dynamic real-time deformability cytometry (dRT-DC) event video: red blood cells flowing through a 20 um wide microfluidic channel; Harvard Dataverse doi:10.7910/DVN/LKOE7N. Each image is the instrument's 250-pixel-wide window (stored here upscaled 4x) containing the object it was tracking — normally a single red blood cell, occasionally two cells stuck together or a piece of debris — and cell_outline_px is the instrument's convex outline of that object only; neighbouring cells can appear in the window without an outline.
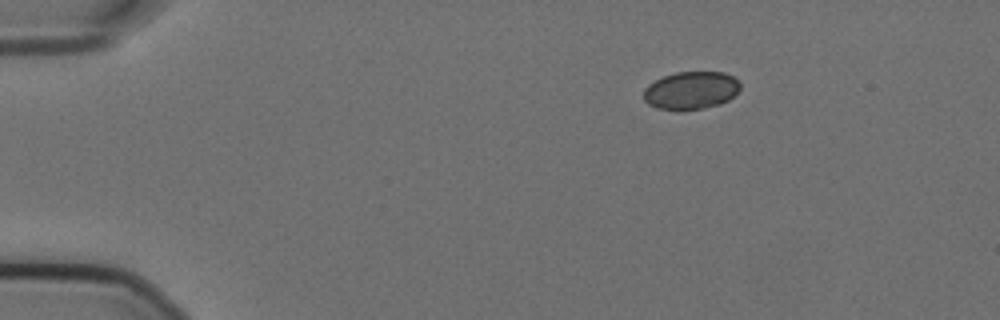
{"species": "Egyptian fruit bat (a non-hibernating species)", "species_latin": "Rousettus aegyptiacus", "temperature_condition": "cold", "stored_images_in_passage": 50, "segment_of_instrument_passage": [1, 2], "camera_frame_rate_fps": 3000, "um_per_image_px": 0.085, "animal": {"sex": "female"}, "frame": {"image": 1, "passage_image": 1, "time_ms": 0.0, "image_size_px": [1000, 320], "cell_outline_px": [[740, 88], [728, 100], [720, 104], [704, 108], [656, 108], [648, 104], [644, 100], [644, 88], [648, 84], [664, 76], [676, 72], [724, 72], [732, 76], [740, 84]], "centroid_in_image_um": [58.72, 7.66], "position_along_channel_um": 26.3, "area_um2": 20.81}}
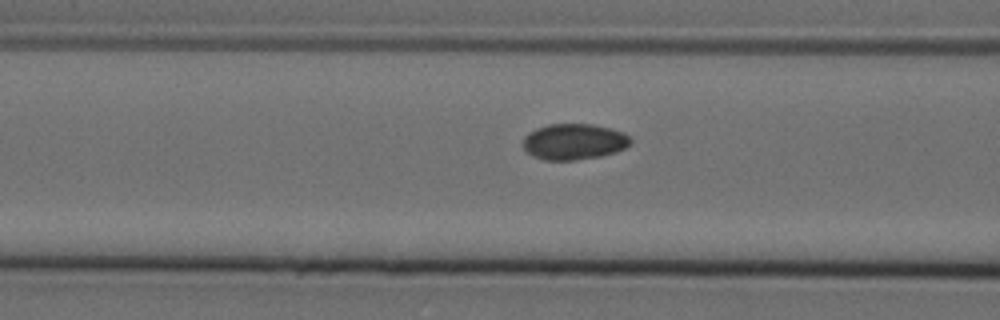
{"frame": {"image": 2, "passage_image": 15, "time_ms": 4.667, "image_size_px": [1000, 320], "cell_outline_px": [[632, 140], [624, 148], [616, 152], [600, 156], [576, 160], [544, 160], [532, 156], [524, 148], [524, 136], [528, 132], [536, 128], [548, 124], [592, 124], [612, 128], [624, 132]], "centroid_in_image_um": [48.78, 12.03], "position_along_channel_um": 117.8, "area_um2": 22.6}}
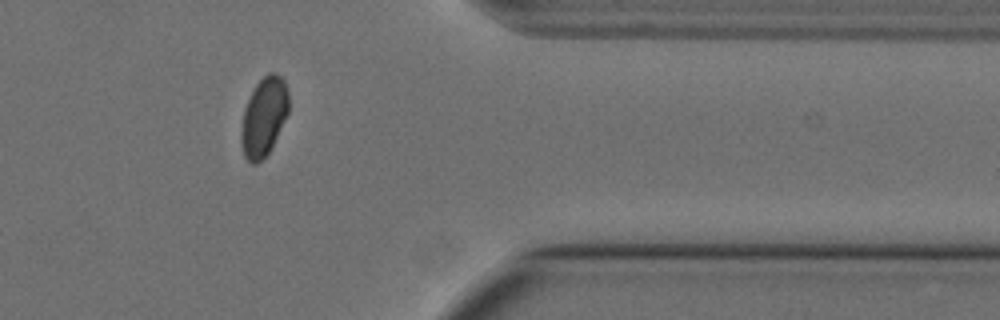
{"frame": {"image": 3, "passage_image": 39, "time_ms": 12.667, "image_size_px": [1000, 320], "cell_outline_px": [[288, 112], [268, 152], [256, 164], [252, 164], [244, 156], [240, 144], [240, 132], [244, 108], [256, 84], [268, 72], [276, 72], [284, 80], [288, 92]], "centroid_in_image_um": [22.4, 9.91], "position_along_channel_um": 389.0, "area_um2": 21.5}}